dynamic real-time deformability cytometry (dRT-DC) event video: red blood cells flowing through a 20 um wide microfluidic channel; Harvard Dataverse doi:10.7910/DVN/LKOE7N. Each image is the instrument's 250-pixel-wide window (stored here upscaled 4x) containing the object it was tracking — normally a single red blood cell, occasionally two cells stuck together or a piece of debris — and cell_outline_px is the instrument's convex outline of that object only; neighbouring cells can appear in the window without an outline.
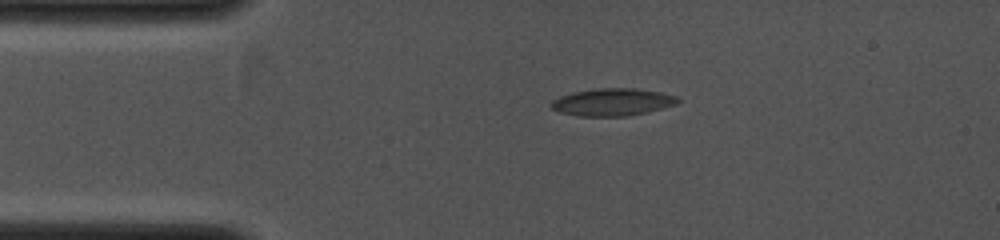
{"species": "common noctule bat (a hibernating species)", "species_latin": "Nyctalus noctula", "temperature_condition": "cold", "stored_images_in_passage": 3, "camera_frame_rate_fps": 4000, "um_per_image_px": 0.085, "animal": {"sex": "female", "body_mass_g": 19.0, "forearm_length_mm": 53.3}, "frame": {"image": 1, "passage_image": 2, "time_ms": 1.5, "image_size_px": [1000, 240], "cell_outline_px": [[680, 100], [676, 104], [648, 112], [628, 116], [580, 116], [560, 112], [552, 108], [548, 104], [552, 100], [560, 96], [572, 92], [596, 88], [636, 88], [660, 92], [676, 96]], "centroid_in_image_um": [52.04, 8.67], "position_along_channel_um": 33.0, "area_um2": 20.29}}